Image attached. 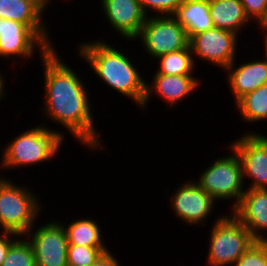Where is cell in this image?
Segmentation results:
<instances>
[{
  "label": "cell",
  "instance_id": "83f0119b",
  "mask_svg": "<svg viewBox=\"0 0 267 266\" xmlns=\"http://www.w3.org/2000/svg\"><path fill=\"white\" fill-rule=\"evenodd\" d=\"M0 233V266H2L11 245L20 237V235L9 231H1Z\"/></svg>",
  "mask_w": 267,
  "mask_h": 266
},
{
  "label": "cell",
  "instance_id": "7a4b0ae2",
  "mask_svg": "<svg viewBox=\"0 0 267 266\" xmlns=\"http://www.w3.org/2000/svg\"><path fill=\"white\" fill-rule=\"evenodd\" d=\"M110 44V45H109ZM78 55L89 64L90 69L102 83L127 97L141 108L146 94L147 80L128 55L106 40L79 43ZM146 80V81H145Z\"/></svg>",
  "mask_w": 267,
  "mask_h": 266
},
{
  "label": "cell",
  "instance_id": "ba28073f",
  "mask_svg": "<svg viewBox=\"0 0 267 266\" xmlns=\"http://www.w3.org/2000/svg\"><path fill=\"white\" fill-rule=\"evenodd\" d=\"M241 36L231 31L213 27L189 39V47L194 59L206 61L225 70L237 57Z\"/></svg>",
  "mask_w": 267,
  "mask_h": 266
},
{
  "label": "cell",
  "instance_id": "e0dca14e",
  "mask_svg": "<svg viewBox=\"0 0 267 266\" xmlns=\"http://www.w3.org/2000/svg\"><path fill=\"white\" fill-rule=\"evenodd\" d=\"M0 18L25 24L50 49L55 47L43 13L33 3L27 0H0Z\"/></svg>",
  "mask_w": 267,
  "mask_h": 266
},
{
  "label": "cell",
  "instance_id": "d4e9b609",
  "mask_svg": "<svg viewBox=\"0 0 267 266\" xmlns=\"http://www.w3.org/2000/svg\"><path fill=\"white\" fill-rule=\"evenodd\" d=\"M231 266H267V241H255Z\"/></svg>",
  "mask_w": 267,
  "mask_h": 266
},
{
  "label": "cell",
  "instance_id": "d6986e66",
  "mask_svg": "<svg viewBox=\"0 0 267 266\" xmlns=\"http://www.w3.org/2000/svg\"><path fill=\"white\" fill-rule=\"evenodd\" d=\"M173 17L184 27L189 39L214 27L209 0H184Z\"/></svg>",
  "mask_w": 267,
  "mask_h": 266
},
{
  "label": "cell",
  "instance_id": "484cf974",
  "mask_svg": "<svg viewBox=\"0 0 267 266\" xmlns=\"http://www.w3.org/2000/svg\"><path fill=\"white\" fill-rule=\"evenodd\" d=\"M184 0H139L141 8L145 15L149 17L152 16V13L149 14V12H154L157 14H154V16H173L179 5Z\"/></svg>",
  "mask_w": 267,
  "mask_h": 266
},
{
  "label": "cell",
  "instance_id": "7402d4cb",
  "mask_svg": "<svg viewBox=\"0 0 267 266\" xmlns=\"http://www.w3.org/2000/svg\"><path fill=\"white\" fill-rule=\"evenodd\" d=\"M155 60L159 61V68L155 74L165 75H193L195 74L196 60L193 58L190 47L166 53L158 56Z\"/></svg>",
  "mask_w": 267,
  "mask_h": 266
},
{
  "label": "cell",
  "instance_id": "6da1fadb",
  "mask_svg": "<svg viewBox=\"0 0 267 266\" xmlns=\"http://www.w3.org/2000/svg\"><path fill=\"white\" fill-rule=\"evenodd\" d=\"M60 56L55 47L41 55L45 89L41 109L43 118L61 125L85 149L106 151L96 130L94 104L90 102L86 83Z\"/></svg>",
  "mask_w": 267,
  "mask_h": 266
},
{
  "label": "cell",
  "instance_id": "3957f363",
  "mask_svg": "<svg viewBox=\"0 0 267 266\" xmlns=\"http://www.w3.org/2000/svg\"><path fill=\"white\" fill-rule=\"evenodd\" d=\"M64 135V131L54 130L45 123L23 131L1 150L0 168L16 170L54 159L62 149Z\"/></svg>",
  "mask_w": 267,
  "mask_h": 266
},
{
  "label": "cell",
  "instance_id": "8992f818",
  "mask_svg": "<svg viewBox=\"0 0 267 266\" xmlns=\"http://www.w3.org/2000/svg\"><path fill=\"white\" fill-rule=\"evenodd\" d=\"M230 155L219 157L206 166L195 182L204 189L215 201H232V211L240 202L244 192L242 164L233 149ZM244 189V190H243Z\"/></svg>",
  "mask_w": 267,
  "mask_h": 266
},
{
  "label": "cell",
  "instance_id": "4316f807",
  "mask_svg": "<svg viewBox=\"0 0 267 266\" xmlns=\"http://www.w3.org/2000/svg\"><path fill=\"white\" fill-rule=\"evenodd\" d=\"M246 16L251 22L257 23L264 15L267 0H240Z\"/></svg>",
  "mask_w": 267,
  "mask_h": 266
},
{
  "label": "cell",
  "instance_id": "4dcf8cb0",
  "mask_svg": "<svg viewBox=\"0 0 267 266\" xmlns=\"http://www.w3.org/2000/svg\"><path fill=\"white\" fill-rule=\"evenodd\" d=\"M3 73L0 71V102L5 100L6 95H8V91L6 92V78L2 75Z\"/></svg>",
  "mask_w": 267,
  "mask_h": 266
},
{
  "label": "cell",
  "instance_id": "f546056e",
  "mask_svg": "<svg viewBox=\"0 0 267 266\" xmlns=\"http://www.w3.org/2000/svg\"><path fill=\"white\" fill-rule=\"evenodd\" d=\"M27 1L33 3L43 14H45L44 12L48 8V6L51 5L52 2V0H27Z\"/></svg>",
  "mask_w": 267,
  "mask_h": 266
},
{
  "label": "cell",
  "instance_id": "4fadbf2b",
  "mask_svg": "<svg viewBox=\"0 0 267 266\" xmlns=\"http://www.w3.org/2000/svg\"><path fill=\"white\" fill-rule=\"evenodd\" d=\"M100 6L111 28L133 42L147 18L139 0H100Z\"/></svg>",
  "mask_w": 267,
  "mask_h": 266
},
{
  "label": "cell",
  "instance_id": "2e32d148",
  "mask_svg": "<svg viewBox=\"0 0 267 266\" xmlns=\"http://www.w3.org/2000/svg\"><path fill=\"white\" fill-rule=\"evenodd\" d=\"M234 60L225 70L227 72L228 87L235 99L234 104L247 93L254 91L261 85L267 84V63L264 59L253 60L252 62L235 64Z\"/></svg>",
  "mask_w": 267,
  "mask_h": 266
},
{
  "label": "cell",
  "instance_id": "9c48e42d",
  "mask_svg": "<svg viewBox=\"0 0 267 266\" xmlns=\"http://www.w3.org/2000/svg\"><path fill=\"white\" fill-rule=\"evenodd\" d=\"M245 132L229 148L240 158L243 182L245 177L252 180L247 189H267V135L252 130Z\"/></svg>",
  "mask_w": 267,
  "mask_h": 266
},
{
  "label": "cell",
  "instance_id": "1f68e13d",
  "mask_svg": "<svg viewBox=\"0 0 267 266\" xmlns=\"http://www.w3.org/2000/svg\"><path fill=\"white\" fill-rule=\"evenodd\" d=\"M259 27H257L258 29L261 28L260 30L264 32H267V6L264 12V15L262 16V18L257 22V24Z\"/></svg>",
  "mask_w": 267,
  "mask_h": 266
},
{
  "label": "cell",
  "instance_id": "8fae6325",
  "mask_svg": "<svg viewBox=\"0 0 267 266\" xmlns=\"http://www.w3.org/2000/svg\"><path fill=\"white\" fill-rule=\"evenodd\" d=\"M174 192L169 201L176 217L191 226L205 225L206 219L215 210L216 201L194 179L185 180Z\"/></svg>",
  "mask_w": 267,
  "mask_h": 266
},
{
  "label": "cell",
  "instance_id": "603a6c76",
  "mask_svg": "<svg viewBox=\"0 0 267 266\" xmlns=\"http://www.w3.org/2000/svg\"><path fill=\"white\" fill-rule=\"evenodd\" d=\"M2 266H36L32 245L25 236L11 245Z\"/></svg>",
  "mask_w": 267,
  "mask_h": 266
},
{
  "label": "cell",
  "instance_id": "5bb4252c",
  "mask_svg": "<svg viewBox=\"0 0 267 266\" xmlns=\"http://www.w3.org/2000/svg\"><path fill=\"white\" fill-rule=\"evenodd\" d=\"M194 75H165L154 74L152 82L146 83V94L140 109L148 107L151 96L159 95L168 106L175 107L183 102L184 98L194 95L193 92L200 88L202 81ZM155 93V94H154ZM153 94V95H152ZM148 102V103H147ZM147 105V106H146Z\"/></svg>",
  "mask_w": 267,
  "mask_h": 266
},
{
  "label": "cell",
  "instance_id": "ffe728a7",
  "mask_svg": "<svg viewBox=\"0 0 267 266\" xmlns=\"http://www.w3.org/2000/svg\"><path fill=\"white\" fill-rule=\"evenodd\" d=\"M70 223V224H69ZM66 223H61L67 236L68 244L88 247H106L102 239L101 227L93 218H80Z\"/></svg>",
  "mask_w": 267,
  "mask_h": 266
},
{
  "label": "cell",
  "instance_id": "7c38bea8",
  "mask_svg": "<svg viewBox=\"0 0 267 266\" xmlns=\"http://www.w3.org/2000/svg\"><path fill=\"white\" fill-rule=\"evenodd\" d=\"M38 48V49H37ZM37 49V50H36ZM49 47L25 24L18 21L2 19L0 29V59L30 60L35 52L44 55Z\"/></svg>",
  "mask_w": 267,
  "mask_h": 266
},
{
  "label": "cell",
  "instance_id": "44dd1931",
  "mask_svg": "<svg viewBox=\"0 0 267 266\" xmlns=\"http://www.w3.org/2000/svg\"><path fill=\"white\" fill-rule=\"evenodd\" d=\"M234 105L243 122L254 124L267 121V84L261 85L240 98Z\"/></svg>",
  "mask_w": 267,
  "mask_h": 266
},
{
  "label": "cell",
  "instance_id": "cb8c5ba5",
  "mask_svg": "<svg viewBox=\"0 0 267 266\" xmlns=\"http://www.w3.org/2000/svg\"><path fill=\"white\" fill-rule=\"evenodd\" d=\"M107 247H88L75 244H68L67 264L68 266H90L94 264L104 252H107Z\"/></svg>",
  "mask_w": 267,
  "mask_h": 266
},
{
  "label": "cell",
  "instance_id": "d6a6232c",
  "mask_svg": "<svg viewBox=\"0 0 267 266\" xmlns=\"http://www.w3.org/2000/svg\"><path fill=\"white\" fill-rule=\"evenodd\" d=\"M263 39H264V40H263V43H262V44L264 45V47H263L264 49H263V50L265 51V52H264L265 55H263V59H264L265 62L267 63V32H264ZM264 42H265V43H264Z\"/></svg>",
  "mask_w": 267,
  "mask_h": 266
},
{
  "label": "cell",
  "instance_id": "52a82bcc",
  "mask_svg": "<svg viewBox=\"0 0 267 266\" xmlns=\"http://www.w3.org/2000/svg\"><path fill=\"white\" fill-rule=\"evenodd\" d=\"M134 40L142 42L143 50L152 59L189 46L186 30L173 16L147 17Z\"/></svg>",
  "mask_w": 267,
  "mask_h": 266
},
{
  "label": "cell",
  "instance_id": "30bf717a",
  "mask_svg": "<svg viewBox=\"0 0 267 266\" xmlns=\"http://www.w3.org/2000/svg\"><path fill=\"white\" fill-rule=\"evenodd\" d=\"M61 222L53 219L42 223L36 230L34 225L25 234L32 245L36 266H68V241Z\"/></svg>",
  "mask_w": 267,
  "mask_h": 266
},
{
  "label": "cell",
  "instance_id": "f1b7e54d",
  "mask_svg": "<svg viewBox=\"0 0 267 266\" xmlns=\"http://www.w3.org/2000/svg\"><path fill=\"white\" fill-rule=\"evenodd\" d=\"M90 266H121L120 262H118V259H116V255L108 250L107 252H104L101 257Z\"/></svg>",
  "mask_w": 267,
  "mask_h": 266
},
{
  "label": "cell",
  "instance_id": "277c9868",
  "mask_svg": "<svg viewBox=\"0 0 267 266\" xmlns=\"http://www.w3.org/2000/svg\"><path fill=\"white\" fill-rule=\"evenodd\" d=\"M32 191V192H31ZM29 186L14 184L0 175V229L20 236L36 224L42 214L38 195Z\"/></svg>",
  "mask_w": 267,
  "mask_h": 266
},
{
  "label": "cell",
  "instance_id": "ac0fdd59",
  "mask_svg": "<svg viewBox=\"0 0 267 266\" xmlns=\"http://www.w3.org/2000/svg\"><path fill=\"white\" fill-rule=\"evenodd\" d=\"M209 11L214 27L237 35L252 24L240 0H209Z\"/></svg>",
  "mask_w": 267,
  "mask_h": 266
},
{
  "label": "cell",
  "instance_id": "5b68a950",
  "mask_svg": "<svg viewBox=\"0 0 267 266\" xmlns=\"http://www.w3.org/2000/svg\"><path fill=\"white\" fill-rule=\"evenodd\" d=\"M230 215L221 214L212 224L207 266H231L256 241L249 230L232 213Z\"/></svg>",
  "mask_w": 267,
  "mask_h": 266
},
{
  "label": "cell",
  "instance_id": "9a60e30c",
  "mask_svg": "<svg viewBox=\"0 0 267 266\" xmlns=\"http://www.w3.org/2000/svg\"><path fill=\"white\" fill-rule=\"evenodd\" d=\"M232 214L249 230L256 241H267L264 234V231H267V189H245Z\"/></svg>",
  "mask_w": 267,
  "mask_h": 266
}]
</instances>
